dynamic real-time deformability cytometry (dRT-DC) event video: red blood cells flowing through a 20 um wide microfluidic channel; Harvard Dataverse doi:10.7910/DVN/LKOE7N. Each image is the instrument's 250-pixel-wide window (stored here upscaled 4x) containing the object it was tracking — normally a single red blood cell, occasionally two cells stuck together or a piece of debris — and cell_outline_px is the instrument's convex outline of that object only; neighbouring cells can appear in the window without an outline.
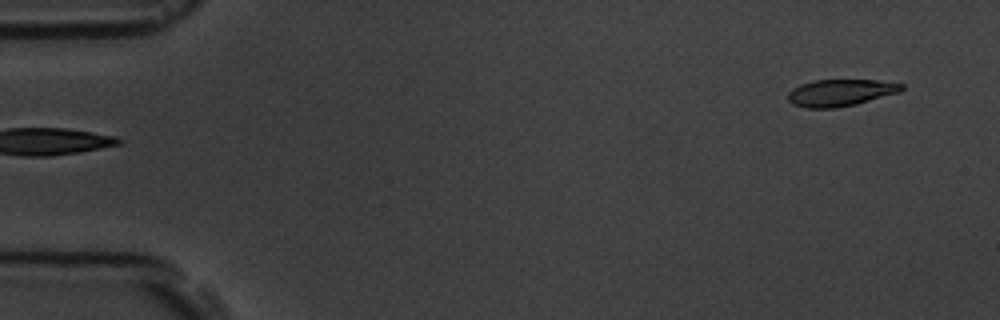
{"species": "common noctule bat (a hibernating species)", "species_latin": "Nyctalus noctula", "temperature_condition": "room temperature", "stored_images_in_passage": 3, "segment_of_instrument_passage": [2, 2], "camera_frame_rate_fps": 3000, "um_per_image_px": 0.085, "animal": {"sex": "male", "body_mass_g": 19.5, "forearm_length_mm": 54.6}, "frame": {"image": 1, "passage_image": 3, "time_ms": 2.333, "image_size_px": [1000, 320], "cell_outline_px": [[904, 88], [900, 92], [856, 104], [836, 108], [808, 108], [792, 104], [788, 100], [788, 92], [792, 88], [800, 84], [816, 80], [880, 80], [904, 84]], "centroid_in_image_um": [71.44, 7.88], "position_along_channel_um": 13.6, "area_um2": 17.86}}